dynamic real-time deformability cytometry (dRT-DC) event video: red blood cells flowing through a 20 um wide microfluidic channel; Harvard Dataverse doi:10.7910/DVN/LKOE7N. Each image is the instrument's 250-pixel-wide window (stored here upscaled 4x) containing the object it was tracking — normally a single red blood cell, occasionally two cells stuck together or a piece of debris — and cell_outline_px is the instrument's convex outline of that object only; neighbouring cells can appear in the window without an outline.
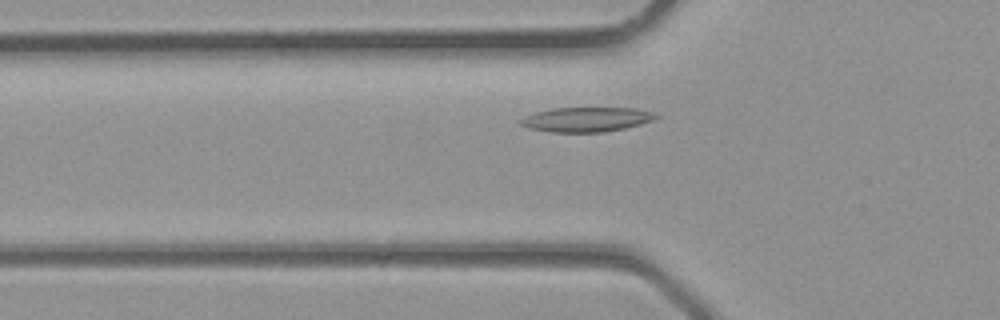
{"species": "common noctule bat (a hibernating species)", "species_latin": "Nyctalus noctula", "temperature_condition": "room temperature", "stored_images_in_passage": 3, "camera_frame_rate_fps": 3000, "um_per_image_px": 0.085, "animal": {"sex": "male", "body_mass_g": 23.1, "forearm_length_mm": 52.7}, "frame": {"image": 1, "passage_image": 3, "time_ms": 0.667, "image_size_px": [1000, 320], "cell_outline_px": [[660, 116], [652, 120], [640, 124], [624, 128], [604, 132], [552, 132], [528, 128], [520, 124], [516, 120], [524, 116], [536, 112], [552, 108], [636, 108], [656, 112]], "centroid_in_image_um": [49.83, 10.15], "position_along_channel_um": 76.0, "area_um2": 19.54}}